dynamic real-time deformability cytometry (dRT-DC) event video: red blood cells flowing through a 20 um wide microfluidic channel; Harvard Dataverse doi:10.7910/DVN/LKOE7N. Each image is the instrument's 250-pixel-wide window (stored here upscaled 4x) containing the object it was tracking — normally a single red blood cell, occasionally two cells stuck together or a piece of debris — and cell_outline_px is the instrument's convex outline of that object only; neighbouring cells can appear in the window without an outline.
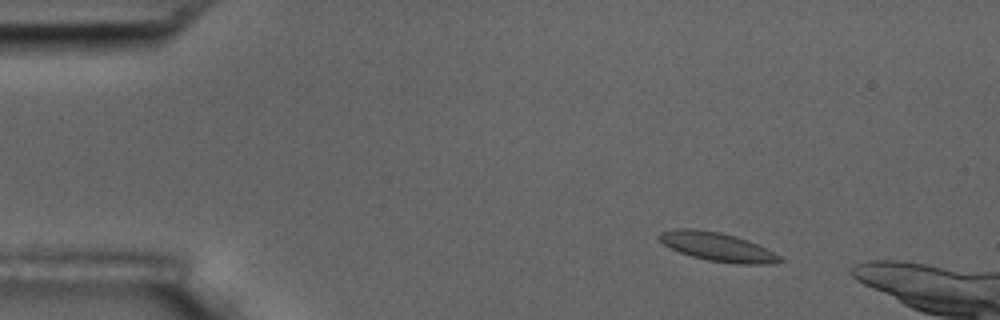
{"species": "common noctule bat (a hibernating species)", "species_latin": "Nyctalus noctula", "temperature_condition": "room temperature", "stored_images_in_passage": 5, "camera_frame_rate_fps": 3000, "um_per_image_px": 0.085, "animal": {"sex": "male", "body_mass_g": 17.5, "forearm_length_mm": 52.3}, "frame": {"image": 1, "passage_image": 2, "time_ms": 1.333, "image_size_px": [1000, 320], "cell_outline_px": [[784, 260], [772, 264], [736, 264], [708, 260], [692, 256], [680, 252], [664, 244], [656, 236], [660, 232], [676, 228], [692, 228], [720, 232], [736, 236], [748, 240], [780, 256]], "centroid_in_image_um": [60.96, 20.97], "position_along_channel_um": 24.0, "area_um2": 20.06}}